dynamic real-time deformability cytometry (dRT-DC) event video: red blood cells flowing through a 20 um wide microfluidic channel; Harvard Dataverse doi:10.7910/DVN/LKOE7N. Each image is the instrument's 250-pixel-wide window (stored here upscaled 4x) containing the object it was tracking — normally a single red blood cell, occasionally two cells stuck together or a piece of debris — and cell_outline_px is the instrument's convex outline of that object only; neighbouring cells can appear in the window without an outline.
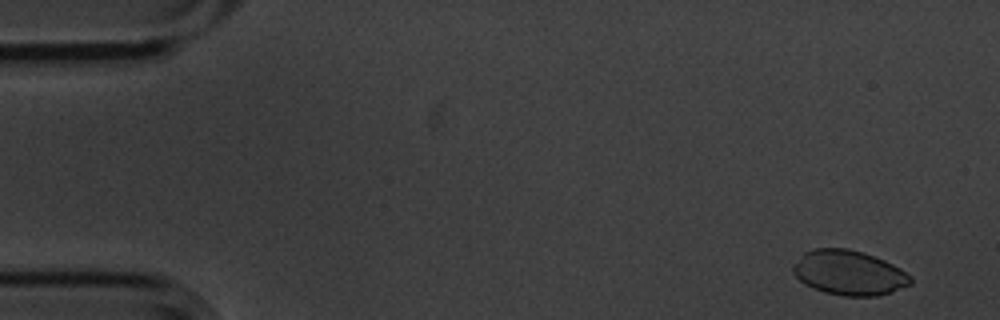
{"species": "common noctule bat (a hibernating species)", "species_latin": "Nyctalus noctula", "temperature_condition": "cold", "stored_images_in_passage": 6, "camera_frame_rate_fps": 3000, "um_per_image_px": 0.085, "animal": {"sex": "male", "body_mass_g": 20.1, "forearm_length_mm": 53.5}, "frame": {"image": 1, "passage_image": 1, "time_ms": 0.0, "image_size_px": [1000, 320], "cell_outline_px": [[912, 284], [876, 296], [844, 296], [824, 292], [812, 288], [804, 284], [792, 272], [792, 268], [804, 252], [812, 248], [848, 248], [864, 252], [884, 260], [900, 268], [912, 276]], "centroid_in_image_um": [72.16, 23.18], "position_along_channel_um": 12.8, "area_um2": 30.63}}